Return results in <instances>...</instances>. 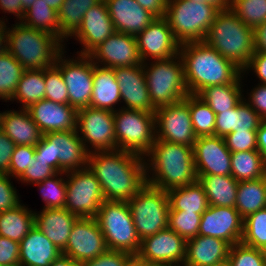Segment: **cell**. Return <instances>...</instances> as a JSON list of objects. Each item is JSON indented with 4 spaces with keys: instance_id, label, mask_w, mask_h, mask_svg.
<instances>
[{
    "instance_id": "obj_27",
    "label": "cell",
    "mask_w": 266,
    "mask_h": 266,
    "mask_svg": "<svg viewBox=\"0 0 266 266\" xmlns=\"http://www.w3.org/2000/svg\"><path fill=\"white\" fill-rule=\"evenodd\" d=\"M230 244L211 236L197 235L186 240V266H214L228 259Z\"/></svg>"
},
{
    "instance_id": "obj_53",
    "label": "cell",
    "mask_w": 266,
    "mask_h": 266,
    "mask_svg": "<svg viewBox=\"0 0 266 266\" xmlns=\"http://www.w3.org/2000/svg\"><path fill=\"white\" fill-rule=\"evenodd\" d=\"M132 257L124 251L107 250L95 259L83 262V266H126Z\"/></svg>"
},
{
    "instance_id": "obj_56",
    "label": "cell",
    "mask_w": 266,
    "mask_h": 266,
    "mask_svg": "<svg viewBox=\"0 0 266 266\" xmlns=\"http://www.w3.org/2000/svg\"><path fill=\"white\" fill-rule=\"evenodd\" d=\"M247 102L266 121V84H259L249 94Z\"/></svg>"
},
{
    "instance_id": "obj_31",
    "label": "cell",
    "mask_w": 266,
    "mask_h": 266,
    "mask_svg": "<svg viewBox=\"0 0 266 266\" xmlns=\"http://www.w3.org/2000/svg\"><path fill=\"white\" fill-rule=\"evenodd\" d=\"M120 100V86L117 83L114 69L94 64L90 107L114 112V105L122 102Z\"/></svg>"
},
{
    "instance_id": "obj_13",
    "label": "cell",
    "mask_w": 266,
    "mask_h": 266,
    "mask_svg": "<svg viewBox=\"0 0 266 266\" xmlns=\"http://www.w3.org/2000/svg\"><path fill=\"white\" fill-rule=\"evenodd\" d=\"M77 132L86 150L113 151L116 150L114 112L106 109L84 107L77 112ZM82 135V136H80ZM91 144V149L86 146Z\"/></svg>"
},
{
    "instance_id": "obj_52",
    "label": "cell",
    "mask_w": 266,
    "mask_h": 266,
    "mask_svg": "<svg viewBox=\"0 0 266 266\" xmlns=\"http://www.w3.org/2000/svg\"><path fill=\"white\" fill-rule=\"evenodd\" d=\"M9 179L8 174L0 173V212L11 210L21 203L16 188Z\"/></svg>"
},
{
    "instance_id": "obj_28",
    "label": "cell",
    "mask_w": 266,
    "mask_h": 266,
    "mask_svg": "<svg viewBox=\"0 0 266 266\" xmlns=\"http://www.w3.org/2000/svg\"><path fill=\"white\" fill-rule=\"evenodd\" d=\"M34 214L35 226L63 251L73 224L79 218L66 208H46Z\"/></svg>"
},
{
    "instance_id": "obj_60",
    "label": "cell",
    "mask_w": 266,
    "mask_h": 266,
    "mask_svg": "<svg viewBox=\"0 0 266 266\" xmlns=\"http://www.w3.org/2000/svg\"><path fill=\"white\" fill-rule=\"evenodd\" d=\"M253 30L255 52L266 53V21L256 26Z\"/></svg>"
},
{
    "instance_id": "obj_15",
    "label": "cell",
    "mask_w": 266,
    "mask_h": 266,
    "mask_svg": "<svg viewBox=\"0 0 266 266\" xmlns=\"http://www.w3.org/2000/svg\"><path fill=\"white\" fill-rule=\"evenodd\" d=\"M156 139L193 147L197 137L189 110V94L168 106L155 110Z\"/></svg>"
},
{
    "instance_id": "obj_39",
    "label": "cell",
    "mask_w": 266,
    "mask_h": 266,
    "mask_svg": "<svg viewBox=\"0 0 266 266\" xmlns=\"http://www.w3.org/2000/svg\"><path fill=\"white\" fill-rule=\"evenodd\" d=\"M45 86L44 70H25L10 101L19 100L23 106L21 108L26 109L45 99Z\"/></svg>"
},
{
    "instance_id": "obj_22",
    "label": "cell",
    "mask_w": 266,
    "mask_h": 266,
    "mask_svg": "<svg viewBox=\"0 0 266 266\" xmlns=\"http://www.w3.org/2000/svg\"><path fill=\"white\" fill-rule=\"evenodd\" d=\"M116 32L104 0L92 6L84 15L81 26L72 35L83 45L80 55H89Z\"/></svg>"
},
{
    "instance_id": "obj_33",
    "label": "cell",
    "mask_w": 266,
    "mask_h": 266,
    "mask_svg": "<svg viewBox=\"0 0 266 266\" xmlns=\"http://www.w3.org/2000/svg\"><path fill=\"white\" fill-rule=\"evenodd\" d=\"M240 74L232 83L208 86L202 89L197 96L208 104L215 114L228 111L236 107L243 99Z\"/></svg>"
},
{
    "instance_id": "obj_70",
    "label": "cell",
    "mask_w": 266,
    "mask_h": 266,
    "mask_svg": "<svg viewBox=\"0 0 266 266\" xmlns=\"http://www.w3.org/2000/svg\"><path fill=\"white\" fill-rule=\"evenodd\" d=\"M71 266H83V263H73Z\"/></svg>"
},
{
    "instance_id": "obj_20",
    "label": "cell",
    "mask_w": 266,
    "mask_h": 266,
    "mask_svg": "<svg viewBox=\"0 0 266 266\" xmlns=\"http://www.w3.org/2000/svg\"><path fill=\"white\" fill-rule=\"evenodd\" d=\"M89 56L94 64L99 65L101 62L104 67L113 69L143 63L139 56L136 37L120 32L109 36Z\"/></svg>"
},
{
    "instance_id": "obj_35",
    "label": "cell",
    "mask_w": 266,
    "mask_h": 266,
    "mask_svg": "<svg viewBox=\"0 0 266 266\" xmlns=\"http://www.w3.org/2000/svg\"><path fill=\"white\" fill-rule=\"evenodd\" d=\"M265 207L266 176L238 183L235 209L243 219Z\"/></svg>"
},
{
    "instance_id": "obj_67",
    "label": "cell",
    "mask_w": 266,
    "mask_h": 266,
    "mask_svg": "<svg viewBox=\"0 0 266 266\" xmlns=\"http://www.w3.org/2000/svg\"><path fill=\"white\" fill-rule=\"evenodd\" d=\"M24 11L30 8L36 0H21Z\"/></svg>"
},
{
    "instance_id": "obj_63",
    "label": "cell",
    "mask_w": 266,
    "mask_h": 266,
    "mask_svg": "<svg viewBox=\"0 0 266 266\" xmlns=\"http://www.w3.org/2000/svg\"><path fill=\"white\" fill-rule=\"evenodd\" d=\"M192 2L209 3L219 10H226L230 7V0H189Z\"/></svg>"
},
{
    "instance_id": "obj_58",
    "label": "cell",
    "mask_w": 266,
    "mask_h": 266,
    "mask_svg": "<svg viewBox=\"0 0 266 266\" xmlns=\"http://www.w3.org/2000/svg\"><path fill=\"white\" fill-rule=\"evenodd\" d=\"M136 2L156 17H165L167 0H136Z\"/></svg>"
},
{
    "instance_id": "obj_47",
    "label": "cell",
    "mask_w": 266,
    "mask_h": 266,
    "mask_svg": "<svg viewBox=\"0 0 266 266\" xmlns=\"http://www.w3.org/2000/svg\"><path fill=\"white\" fill-rule=\"evenodd\" d=\"M228 260L232 266H266L265 253L242 242L230 246Z\"/></svg>"
},
{
    "instance_id": "obj_54",
    "label": "cell",
    "mask_w": 266,
    "mask_h": 266,
    "mask_svg": "<svg viewBox=\"0 0 266 266\" xmlns=\"http://www.w3.org/2000/svg\"><path fill=\"white\" fill-rule=\"evenodd\" d=\"M0 264L3 266H20L18 242L0 236Z\"/></svg>"
},
{
    "instance_id": "obj_64",
    "label": "cell",
    "mask_w": 266,
    "mask_h": 266,
    "mask_svg": "<svg viewBox=\"0 0 266 266\" xmlns=\"http://www.w3.org/2000/svg\"><path fill=\"white\" fill-rule=\"evenodd\" d=\"M73 263L74 261L70 257L61 254L50 266H71Z\"/></svg>"
},
{
    "instance_id": "obj_3",
    "label": "cell",
    "mask_w": 266,
    "mask_h": 266,
    "mask_svg": "<svg viewBox=\"0 0 266 266\" xmlns=\"http://www.w3.org/2000/svg\"><path fill=\"white\" fill-rule=\"evenodd\" d=\"M146 157L150 158L145 164L146 183L151 186L169 191L198 181L193 147L156 139Z\"/></svg>"
},
{
    "instance_id": "obj_8",
    "label": "cell",
    "mask_w": 266,
    "mask_h": 266,
    "mask_svg": "<svg viewBox=\"0 0 266 266\" xmlns=\"http://www.w3.org/2000/svg\"><path fill=\"white\" fill-rule=\"evenodd\" d=\"M108 250L124 251L135 256L140 238L127 201L104 200L95 217Z\"/></svg>"
},
{
    "instance_id": "obj_69",
    "label": "cell",
    "mask_w": 266,
    "mask_h": 266,
    "mask_svg": "<svg viewBox=\"0 0 266 266\" xmlns=\"http://www.w3.org/2000/svg\"><path fill=\"white\" fill-rule=\"evenodd\" d=\"M214 266H232V265H231L230 261L227 259V260L222 261V262H220Z\"/></svg>"
},
{
    "instance_id": "obj_68",
    "label": "cell",
    "mask_w": 266,
    "mask_h": 266,
    "mask_svg": "<svg viewBox=\"0 0 266 266\" xmlns=\"http://www.w3.org/2000/svg\"><path fill=\"white\" fill-rule=\"evenodd\" d=\"M145 266H175V265L167 264V263H148V262H145Z\"/></svg>"
},
{
    "instance_id": "obj_44",
    "label": "cell",
    "mask_w": 266,
    "mask_h": 266,
    "mask_svg": "<svg viewBox=\"0 0 266 266\" xmlns=\"http://www.w3.org/2000/svg\"><path fill=\"white\" fill-rule=\"evenodd\" d=\"M229 8L253 29L266 21V0H230Z\"/></svg>"
},
{
    "instance_id": "obj_16",
    "label": "cell",
    "mask_w": 266,
    "mask_h": 266,
    "mask_svg": "<svg viewBox=\"0 0 266 266\" xmlns=\"http://www.w3.org/2000/svg\"><path fill=\"white\" fill-rule=\"evenodd\" d=\"M108 250L104 235L95 218H78L73 224L62 254L75 263L95 259Z\"/></svg>"
},
{
    "instance_id": "obj_21",
    "label": "cell",
    "mask_w": 266,
    "mask_h": 266,
    "mask_svg": "<svg viewBox=\"0 0 266 266\" xmlns=\"http://www.w3.org/2000/svg\"><path fill=\"white\" fill-rule=\"evenodd\" d=\"M193 156L197 175H231V152L222 137H198Z\"/></svg>"
},
{
    "instance_id": "obj_45",
    "label": "cell",
    "mask_w": 266,
    "mask_h": 266,
    "mask_svg": "<svg viewBox=\"0 0 266 266\" xmlns=\"http://www.w3.org/2000/svg\"><path fill=\"white\" fill-rule=\"evenodd\" d=\"M64 172H57L50 178L45 179L40 183H36L40 187V191L45 202L43 209L46 208H65L66 202V181L61 175ZM60 175V179L57 176Z\"/></svg>"
},
{
    "instance_id": "obj_32",
    "label": "cell",
    "mask_w": 266,
    "mask_h": 266,
    "mask_svg": "<svg viewBox=\"0 0 266 266\" xmlns=\"http://www.w3.org/2000/svg\"><path fill=\"white\" fill-rule=\"evenodd\" d=\"M211 206L234 207L238 181L231 175H197Z\"/></svg>"
},
{
    "instance_id": "obj_40",
    "label": "cell",
    "mask_w": 266,
    "mask_h": 266,
    "mask_svg": "<svg viewBox=\"0 0 266 266\" xmlns=\"http://www.w3.org/2000/svg\"><path fill=\"white\" fill-rule=\"evenodd\" d=\"M21 22L28 27L48 32L59 38L58 11L48 6L43 0H36L27 9Z\"/></svg>"
},
{
    "instance_id": "obj_62",
    "label": "cell",
    "mask_w": 266,
    "mask_h": 266,
    "mask_svg": "<svg viewBox=\"0 0 266 266\" xmlns=\"http://www.w3.org/2000/svg\"><path fill=\"white\" fill-rule=\"evenodd\" d=\"M7 26L5 21L0 20V55L7 50ZM4 43V44H3Z\"/></svg>"
},
{
    "instance_id": "obj_59",
    "label": "cell",
    "mask_w": 266,
    "mask_h": 266,
    "mask_svg": "<svg viewBox=\"0 0 266 266\" xmlns=\"http://www.w3.org/2000/svg\"><path fill=\"white\" fill-rule=\"evenodd\" d=\"M0 9L5 13H14L20 20H23L25 11L21 0H0Z\"/></svg>"
},
{
    "instance_id": "obj_41",
    "label": "cell",
    "mask_w": 266,
    "mask_h": 266,
    "mask_svg": "<svg viewBox=\"0 0 266 266\" xmlns=\"http://www.w3.org/2000/svg\"><path fill=\"white\" fill-rule=\"evenodd\" d=\"M189 110L196 137L215 136L216 114L195 94H189Z\"/></svg>"
},
{
    "instance_id": "obj_25",
    "label": "cell",
    "mask_w": 266,
    "mask_h": 266,
    "mask_svg": "<svg viewBox=\"0 0 266 266\" xmlns=\"http://www.w3.org/2000/svg\"><path fill=\"white\" fill-rule=\"evenodd\" d=\"M116 32L137 36L156 16L136 0H104Z\"/></svg>"
},
{
    "instance_id": "obj_24",
    "label": "cell",
    "mask_w": 266,
    "mask_h": 266,
    "mask_svg": "<svg viewBox=\"0 0 266 266\" xmlns=\"http://www.w3.org/2000/svg\"><path fill=\"white\" fill-rule=\"evenodd\" d=\"M26 109L43 135L48 132L77 129L78 110L69 104H58L43 99Z\"/></svg>"
},
{
    "instance_id": "obj_1",
    "label": "cell",
    "mask_w": 266,
    "mask_h": 266,
    "mask_svg": "<svg viewBox=\"0 0 266 266\" xmlns=\"http://www.w3.org/2000/svg\"><path fill=\"white\" fill-rule=\"evenodd\" d=\"M145 157L122 150L89 153L88 167L99 181L104 200L128 201L146 184Z\"/></svg>"
},
{
    "instance_id": "obj_49",
    "label": "cell",
    "mask_w": 266,
    "mask_h": 266,
    "mask_svg": "<svg viewBox=\"0 0 266 266\" xmlns=\"http://www.w3.org/2000/svg\"><path fill=\"white\" fill-rule=\"evenodd\" d=\"M34 155L35 146L16 145L10 160L9 172L7 174L19 179L31 164Z\"/></svg>"
},
{
    "instance_id": "obj_66",
    "label": "cell",
    "mask_w": 266,
    "mask_h": 266,
    "mask_svg": "<svg viewBox=\"0 0 266 266\" xmlns=\"http://www.w3.org/2000/svg\"><path fill=\"white\" fill-rule=\"evenodd\" d=\"M126 266H145V262L139 260L136 256H133L126 264Z\"/></svg>"
},
{
    "instance_id": "obj_71",
    "label": "cell",
    "mask_w": 266,
    "mask_h": 266,
    "mask_svg": "<svg viewBox=\"0 0 266 266\" xmlns=\"http://www.w3.org/2000/svg\"><path fill=\"white\" fill-rule=\"evenodd\" d=\"M261 250L265 253L266 255V244L261 248Z\"/></svg>"
},
{
    "instance_id": "obj_42",
    "label": "cell",
    "mask_w": 266,
    "mask_h": 266,
    "mask_svg": "<svg viewBox=\"0 0 266 266\" xmlns=\"http://www.w3.org/2000/svg\"><path fill=\"white\" fill-rule=\"evenodd\" d=\"M24 67L6 50L0 55V98L11 100Z\"/></svg>"
},
{
    "instance_id": "obj_7",
    "label": "cell",
    "mask_w": 266,
    "mask_h": 266,
    "mask_svg": "<svg viewBox=\"0 0 266 266\" xmlns=\"http://www.w3.org/2000/svg\"><path fill=\"white\" fill-rule=\"evenodd\" d=\"M78 134L77 130L45 133L35 146V159L46 162L58 173L88 167L89 152Z\"/></svg>"
},
{
    "instance_id": "obj_38",
    "label": "cell",
    "mask_w": 266,
    "mask_h": 266,
    "mask_svg": "<svg viewBox=\"0 0 266 266\" xmlns=\"http://www.w3.org/2000/svg\"><path fill=\"white\" fill-rule=\"evenodd\" d=\"M101 0H65L58 10L59 39L63 42L78 30L85 13Z\"/></svg>"
},
{
    "instance_id": "obj_51",
    "label": "cell",
    "mask_w": 266,
    "mask_h": 266,
    "mask_svg": "<svg viewBox=\"0 0 266 266\" xmlns=\"http://www.w3.org/2000/svg\"><path fill=\"white\" fill-rule=\"evenodd\" d=\"M57 172L46 162L41 160L37 161L35 156L32 158V162L25 170L24 174L19 178L22 182L26 183H40L47 178L52 177Z\"/></svg>"
},
{
    "instance_id": "obj_50",
    "label": "cell",
    "mask_w": 266,
    "mask_h": 266,
    "mask_svg": "<svg viewBox=\"0 0 266 266\" xmlns=\"http://www.w3.org/2000/svg\"><path fill=\"white\" fill-rule=\"evenodd\" d=\"M223 139L231 153L258 150L257 131H235Z\"/></svg>"
},
{
    "instance_id": "obj_17",
    "label": "cell",
    "mask_w": 266,
    "mask_h": 266,
    "mask_svg": "<svg viewBox=\"0 0 266 266\" xmlns=\"http://www.w3.org/2000/svg\"><path fill=\"white\" fill-rule=\"evenodd\" d=\"M135 256L148 263L183 265L186 258V240L168 227L142 239Z\"/></svg>"
},
{
    "instance_id": "obj_57",
    "label": "cell",
    "mask_w": 266,
    "mask_h": 266,
    "mask_svg": "<svg viewBox=\"0 0 266 266\" xmlns=\"http://www.w3.org/2000/svg\"><path fill=\"white\" fill-rule=\"evenodd\" d=\"M250 68L251 70L254 69L261 82L260 84H266V53L255 52L242 73L250 70Z\"/></svg>"
},
{
    "instance_id": "obj_23",
    "label": "cell",
    "mask_w": 266,
    "mask_h": 266,
    "mask_svg": "<svg viewBox=\"0 0 266 266\" xmlns=\"http://www.w3.org/2000/svg\"><path fill=\"white\" fill-rule=\"evenodd\" d=\"M116 80L120 86L121 100L125 109L142 110L155 113L152 105L143 63L135 66L118 67L114 69Z\"/></svg>"
},
{
    "instance_id": "obj_36",
    "label": "cell",
    "mask_w": 266,
    "mask_h": 266,
    "mask_svg": "<svg viewBox=\"0 0 266 266\" xmlns=\"http://www.w3.org/2000/svg\"><path fill=\"white\" fill-rule=\"evenodd\" d=\"M34 214L35 212L22 204L0 212V236L20 243L35 225Z\"/></svg>"
},
{
    "instance_id": "obj_19",
    "label": "cell",
    "mask_w": 266,
    "mask_h": 266,
    "mask_svg": "<svg viewBox=\"0 0 266 266\" xmlns=\"http://www.w3.org/2000/svg\"><path fill=\"white\" fill-rule=\"evenodd\" d=\"M244 219L234 207L211 206L201 215L198 235L225 240L230 245L241 242Z\"/></svg>"
},
{
    "instance_id": "obj_11",
    "label": "cell",
    "mask_w": 266,
    "mask_h": 266,
    "mask_svg": "<svg viewBox=\"0 0 266 266\" xmlns=\"http://www.w3.org/2000/svg\"><path fill=\"white\" fill-rule=\"evenodd\" d=\"M127 203L140 240L168 228L170 205L167 191L146 183Z\"/></svg>"
},
{
    "instance_id": "obj_48",
    "label": "cell",
    "mask_w": 266,
    "mask_h": 266,
    "mask_svg": "<svg viewBox=\"0 0 266 266\" xmlns=\"http://www.w3.org/2000/svg\"><path fill=\"white\" fill-rule=\"evenodd\" d=\"M45 99L58 104H69L67 86L60 70L53 65L44 69Z\"/></svg>"
},
{
    "instance_id": "obj_10",
    "label": "cell",
    "mask_w": 266,
    "mask_h": 266,
    "mask_svg": "<svg viewBox=\"0 0 266 266\" xmlns=\"http://www.w3.org/2000/svg\"><path fill=\"white\" fill-rule=\"evenodd\" d=\"M116 150L146 156L156 140L155 113L121 108L114 111Z\"/></svg>"
},
{
    "instance_id": "obj_5",
    "label": "cell",
    "mask_w": 266,
    "mask_h": 266,
    "mask_svg": "<svg viewBox=\"0 0 266 266\" xmlns=\"http://www.w3.org/2000/svg\"><path fill=\"white\" fill-rule=\"evenodd\" d=\"M7 31V51L25 70H44L52 67L64 50L62 41L45 31L17 22Z\"/></svg>"
},
{
    "instance_id": "obj_34",
    "label": "cell",
    "mask_w": 266,
    "mask_h": 266,
    "mask_svg": "<svg viewBox=\"0 0 266 266\" xmlns=\"http://www.w3.org/2000/svg\"><path fill=\"white\" fill-rule=\"evenodd\" d=\"M170 210L185 211L203 214L209 207L208 199L203 186L196 181L183 187L167 191Z\"/></svg>"
},
{
    "instance_id": "obj_30",
    "label": "cell",
    "mask_w": 266,
    "mask_h": 266,
    "mask_svg": "<svg viewBox=\"0 0 266 266\" xmlns=\"http://www.w3.org/2000/svg\"><path fill=\"white\" fill-rule=\"evenodd\" d=\"M245 101L244 98L236 107L216 114L215 136L224 138L235 131H257L264 120Z\"/></svg>"
},
{
    "instance_id": "obj_46",
    "label": "cell",
    "mask_w": 266,
    "mask_h": 266,
    "mask_svg": "<svg viewBox=\"0 0 266 266\" xmlns=\"http://www.w3.org/2000/svg\"><path fill=\"white\" fill-rule=\"evenodd\" d=\"M201 214L185 211H169L168 227L185 240L196 237L199 232Z\"/></svg>"
},
{
    "instance_id": "obj_6",
    "label": "cell",
    "mask_w": 266,
    "mask_h": 266,
    "mask_svg": "<svg viewBox=\"0 0 266 266\" xmlns=\"http://www.w3.org/2000/svg\"><path fill=\"white\" fill-rule=\"evenodd\" d=\"M219 11L209 3L167 0L165 18L180 44L204 42Z\"/></svg>"
},
{
    "instance_id": "obj_2",
    "label": "cell",
    "mask_w": 266,
    "mask_h": 266,
    "mask_svg": "<svg viewBox=\"0 0 266 266\" xmlns=\"http://www.w3.org/2000/svg\"><path fill=\"white\" fill-rule=\"evenodd\" d=\"M184 78L189 94L197 95L208 86L232 83L242 71L205 42L180 45Z\"/></svg>"
},
{
    "instance_id": "obj_18",
    "label": "cell",
    "mask_w": 266,
    "mask_h": 266,
    "mask_svg": "<svg viewBox=\"0 0 266 266\" xmlns=\"http://www.w3.org/2000/svg\"><path fill=\"white\" fill-rule=\"evenodd\" d=\"M137 46L143 63L148 57L152 60L167 59L178 55L180 43L176 40L165 17H156L137 36Z\"/></svg>"
},
{
    "instance_id": "obj_26",
    "label": "cell",
    "mask_w": 266,
    "mask_h": 266,
    "mask_svg": "<svg viewBox=\"0 0 266 266\" xmlns=\"http://www.w3.org/2000/svg\"><path fill=\"white\" fill-rule=\"evenodd\" d=\"M61 254L35 225L19 243L20 266H50Z\"/></svg>"
},
{
    "instance_id": "obj_65",
    "label": "cell",
    "mask_w": 266,
    "mask_h": 266,
    "mask_svg": "<svg viewBox=\"0 0 266 266\" xmlns=\"http://www.w3.org/2000/svg\"><path fill=\"white\" fill-rule=\"evenodd\" d=\"M48 6L58 11L65 0H43Z\"/></svg>"
},
{
    "instance_id": "obj_29",
    "label": "cell",
    "mask_w": 266,
    "mask_h": 266,
    "mask_svg": "<svg viewBox=\"0 0 266 266\" xmlns=\"http://www.w3.org/2000/svg\"><path fill=\"white\" fill-rule=\"evenodd\" d=\"M0 129L15 145L36 146L43 135L27 109L23 108L0 113Z\"/></svg>"
},
{
    "instance_id": "obj_14",
    "label": "cell",
    "mask_w": 266,
    "mask_h": 266,
    "mask_svg": "<svg viewBox=\"0 0 266 266\" xmlns=\"http://www.w3.org/2000/svg\"><path fill=\"white\" fill-rule=\"evenodd\" d=\"M62 51L55 62L67 86L69 105L79 110L90 107L93 90L94 63L89 55H80L78 60L62 59ZM63 55V56H62Z\"/></svg>"
},
{
    "instance_id": "obj_55",
    "label": "cell",
    "mask_w": 266,
    "mask_h": 266,
    "mask_svg": "<svg viewBox=\"0 0 266 266\" xmlns=\"http://www.w3.org/2000/svg\"><path fill=\"white\" fill-rule=\"evenodd\" d=\"M15 143L0 129V173L9 172V164Z\"/></svg>"
},
{
    "instance_id": "obj_61",
    "label": "cell",
    "mask_w": 266,
    "mask_h": 266,
    "mask_svg": "<svg viewBox=\"0 0 266 266\" xmlns=\"http://www.w3.org/2000/svg\"><path fill=\"white\" fill-rule=\"evenodd\" d=\"M257 148L266 160V121L257 129Z\"/></svg>"
},
{
    "instance_id": "obj_12",
    "label": "cell",
    "mask_w": 266,
    "mask_h": 266,
    "mask_svg": "<svg viewBox=\"0 0 266 266\" xmlns=\"http://www.w3.org/2000/svg\"><path fill=\"white\" fill-rule=\"evenodd\" d=\"M65 208L79 218H95L104 196L95 174L89 167L65 173Z\"/></svg>"
},
{
    "instance_id": "obj_9",
    "label": "cell",
    "mask_w": 266,
    "mask_h": 266,
    "mask_svg": "<svg viewBox=\"0 0 266 266\" xmlns=\"http://www.w3.org/2000/svg\"><path fill=\"white\" fill-rule=\"evenodd\" d=\"M147 65L143 63V68L150 99L155 109L181 101L189 94L179 54L167 59L154 60V63L149 64L150 67Z\"/></svg>"
},
{
    "instance_id": "obj_37",
    "label": "cell",
    "mask_w": 266,
    "mask_h": 266,
    "mask_svg": "<svg viewBox=\"0 0 266 266\" xmlns=\"http://www.w3.org/2000/svg\"><path fill=\"white\" fill-rule=\"evenodd\" d=\"M231 176L249 181L266 176V160L258 150L231 153Z\"/></svg>"
},
{
    "instance_id": "obj_4",
    "label": "cell",
    "mask_w": 266,
    "mask_h": 266,
    "mask_svg": "<svg viewBox=\"0 0 266 266\" xmlns=\"http://www.w3.org/2000/svg\"><path fill=\"white\" fill-rule=\"evenodd\" d=\"M204 42L242 72L255 53L253 28L245 25L230 8L217 13Z\"/></svg>"
},
{
    "instance_id": "obj_43",
    "label": "cell",
    "mask_w": 266,
    "mask_h": 266,
    "mask_svg": "<svg viewBox=\"0 0 266 266\" xmlns=\"http://www.w3.org/2000/svg\"><path fill=\"white\" fill-rule=\"evenodd\" d=\"M241 242L260 249L266 244V207L244 218Z\"/></svg>"
}]
</instances>
